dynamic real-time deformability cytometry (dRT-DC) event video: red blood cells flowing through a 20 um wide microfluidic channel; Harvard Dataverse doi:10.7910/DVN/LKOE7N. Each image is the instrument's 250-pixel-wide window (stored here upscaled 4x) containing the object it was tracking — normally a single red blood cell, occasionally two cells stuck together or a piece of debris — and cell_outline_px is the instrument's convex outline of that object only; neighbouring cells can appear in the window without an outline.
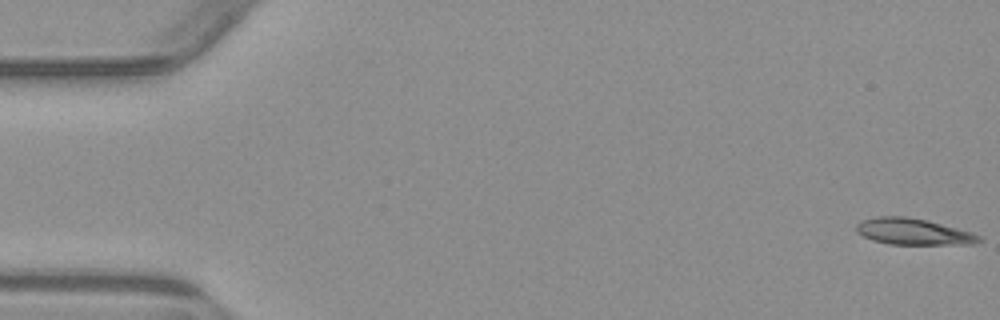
{"species": "common noctule bat (a hibernating species)", "species_latin": "Nyctalus noctula", "temperature_condition": "warm", "stored_images_in_passage": 4, "camera_frame_rate_fps": 3000, "um_per_image_px": 0.085, "animal": {"sex": "male", "body_mass_g": 23.1, "forearm_length_mm": 52.7}, "frame": {"image": 1, "passage_image": 1, "time_ms": 0.0, "image_size_px": [1000, 320], "cell_outline_px": [[984, 240], [972, 244], [888, 244], [872, 240], [856, 232], [856, 224], [860, 220], [876, 216], [904, 216], [928, 220], [972, 232], [980, 236]], "centroid_in_image_um": [77.61, 19.68], "position_along_channel_um": 7.4, "area_um2": 18.96}}
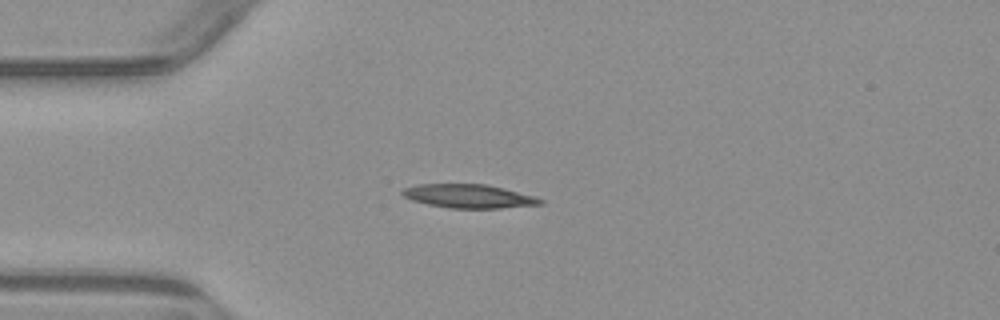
{"frame": {"image": 2, "passage_image": 4, "time_ms": 4.333, "image_size_px": [1000, 320], "cell_outline_px": [[544, 204], [500, 208], [448, 208], [428, 204], [412, 200], [404, 196], [400, 192], [404, 188], [416, 184], [484, 184], [504, 188], [536, 196], [544, 200]], "centroid_in_image_um": [39.87, 16.67], "position_along_channel_um": 45.1, "area_um2": 19.07}}